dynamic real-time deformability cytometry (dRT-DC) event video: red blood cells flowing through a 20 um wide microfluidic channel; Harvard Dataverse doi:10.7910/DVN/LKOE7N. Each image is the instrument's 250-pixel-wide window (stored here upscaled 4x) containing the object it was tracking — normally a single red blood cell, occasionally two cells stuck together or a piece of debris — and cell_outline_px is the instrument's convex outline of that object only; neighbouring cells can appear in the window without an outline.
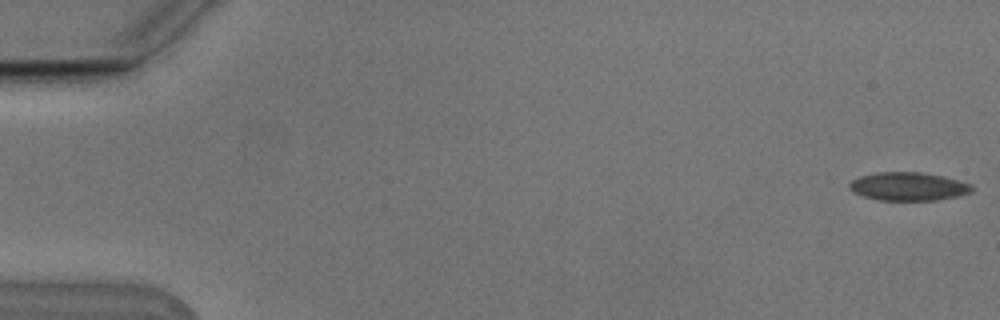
{"species": "Egyptian fruit bat (a non-hibernating species)", "species_latin": "Rousettus aegyptiacus", "temperature_condition": "cold", "stored_images_in_passage": 54, "camera_frame_rate_fps": 3000, "um_per_image_px": 0.085, "animal": {"sex": "male"}, "frame": {"image": 1, "passage_image": 1, "time_ms": 0.0, "image_size_px": [1000, 320], "cell_outline_px": [[972, 192], [956, 196], [936, 200], [880, 200], [864, 196], [852, 192], [848, 188], [848, 184], [852, 180], [860, 176], [876, 172], [920, 172], [944, 176], [972, 184]], "centroid_in_image_um": [77.19, 15.84], "position_along_channel_um": 7.8, "area_um2": 20.23}}
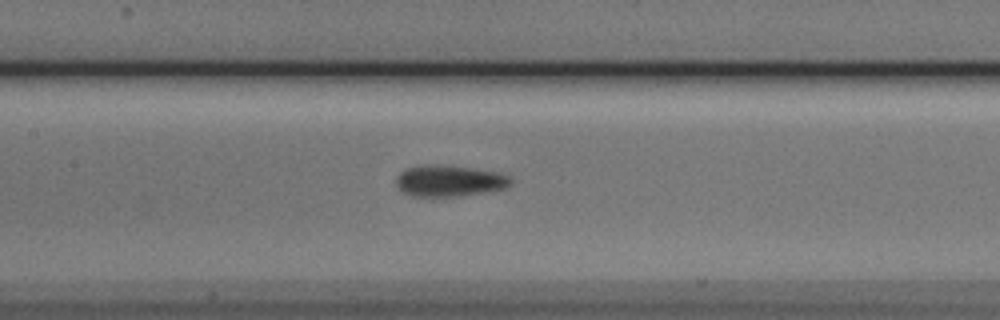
{"frame": {"image": 2, "passage_image": 26, "time_ms": 8.333, "image_size_px": [1000, 320], "cell_outline_px": [[512, 184], [508, 188], [492, 192], [456, 196], [412, 196], [400, 192], [396, 184], [396, 176], [404, 168], [424, 164], [436, 164], [476, 168], [500, 172], [512, 176]], "centroid_in_image_um": [38.24, 15.36], "position_along_channel_um": 169.2, "area_um2": 21.68}}
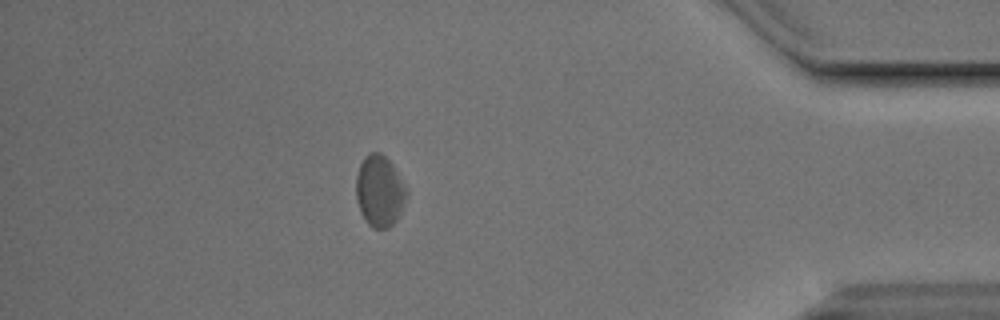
{"frame": {"image": 3, "passage_image": 48, "time_ms": 15.667, "image_size_px": [1000, 320], "cell_outline_px": [[408, 192], [404, 204], [396, 220], [388, 228], [372, 228], [368, 224], [360, 212], [356, 200], [356, 176], [360, 164], [364, 156], [368, 152], [380, 152], [392, 164], [404, 184]], "centroid_in_image_um": [32.24, 16.23], "position_along_channel_um": 403.0, "area_um2": 20.98}, "authors_computed_cell_mechanics": {"area_um2": 20.5479, "velocity_mm_per_s": 3.7588, "shape_relaxation_time_tau1_ms": 3.8735, "shape_relaxation_time_tau2_ms": 2.7473, "deformation_change_tau1": 0.0805, "deformation_change_tau2": 0.0609}}